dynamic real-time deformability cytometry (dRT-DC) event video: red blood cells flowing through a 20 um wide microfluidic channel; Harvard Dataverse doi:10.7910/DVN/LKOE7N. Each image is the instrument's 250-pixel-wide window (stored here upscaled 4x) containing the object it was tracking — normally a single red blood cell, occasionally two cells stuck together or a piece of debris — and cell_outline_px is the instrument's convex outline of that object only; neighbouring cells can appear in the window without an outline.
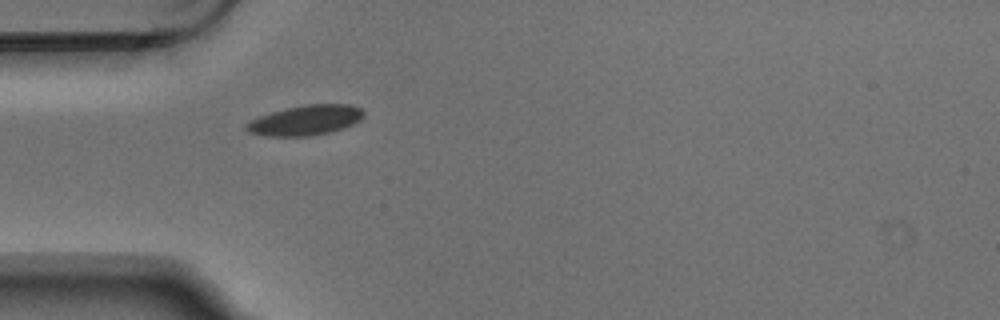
{"species": "Egyptian fruit bat (a non-hibernating species)", "species_latin": "Rousettus aegyptiacus", "temperature_condition": "warm", "stored_images_in_passage": 1, "camera_frame_rate_fps": 3000, "um_per_image_px": 0.085, "animal": {"sex": "male"}, "frame": {"image": 1, "passage_image": 1, "time_ms": 0.0, "image_size_px": [1000, 320], "cell_outline_px": [[364, 116], [360, 120], [344, 128], [328, 132], [308, 136], [268, 136], [248, 132], [244, 128], [244, 124], [260, 116], [284, 108], [304, 104], [352, 104], [360, 108], [364, 112]], "centroid_in_image_um": [25.97, 10.21], "position_along_channel_um": 59.0, "area_um2": 20.58}}